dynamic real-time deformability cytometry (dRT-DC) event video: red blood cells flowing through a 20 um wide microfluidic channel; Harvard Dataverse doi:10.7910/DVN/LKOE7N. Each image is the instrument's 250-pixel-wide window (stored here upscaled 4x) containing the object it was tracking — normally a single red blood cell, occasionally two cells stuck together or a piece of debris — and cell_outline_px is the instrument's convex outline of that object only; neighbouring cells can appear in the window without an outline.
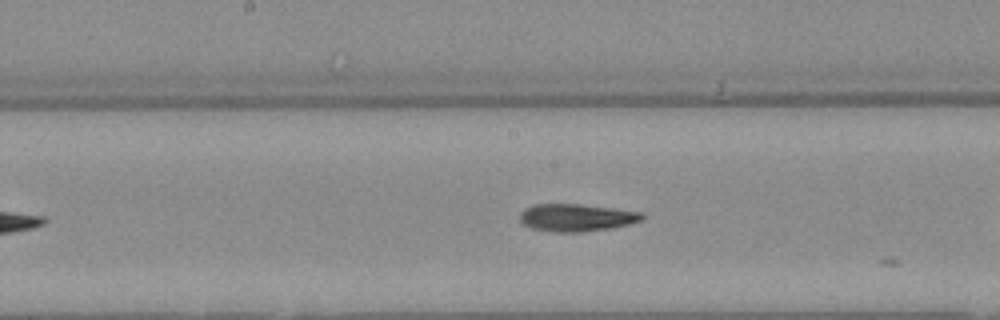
{"species": "Egyptian fruit bat (a non-hibernating species)", "species_latin": "Rousettus aegyptiacus", "temperature_condition": "warm", "stored_images_in_passage": 10, "segment_of_instrument_passage": [2, 2], "camera_frame_rate_fps": 3000, "um_per_image_px": 0.085, "animal": {"sex": "female"}, "frame": {"image": 1, "passage_image": 6, "time_ms": 1.667, "image_size_px": [1000, 320], "cell_outline_px": [[644, 220], [612, 228], [580, 232], [552, 232], [532, 228], [524, 224], [520, 220], [520, 212], [524, 208], [532, 204], [580, 204], [644, 212]], "centroid_in_image_um": [49.0, 18.49], "position_along_channel_um": 199.2, "area_um2": 19.71}}
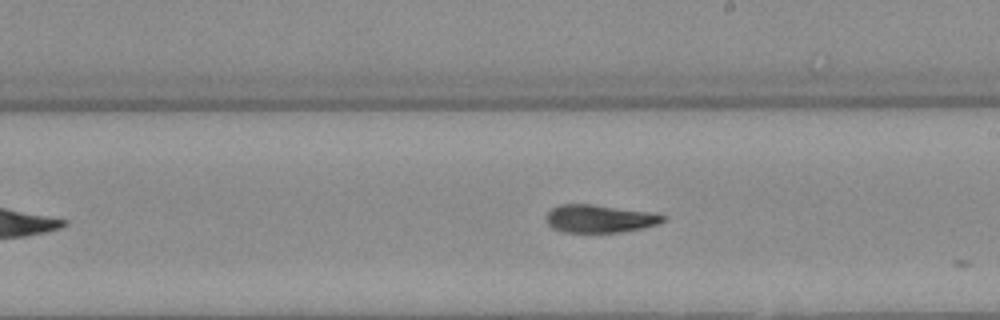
{"frame": {"image": 2, "passage_image": 9, "time_ms": 2.667, "image_size_px": [1000, 320], "cell_outline_px": [[668, 216], [664, 220], [656, 224], [644, 228], [620, 232], [560, 232], [552, 228], [544, 220], [544, 216], [552, 208], [560, 204], [592, 204], [648, 212]], "centroid_in_image_um": [50.9, 18.59], "position_along_channel_um": 238.1, "area_um2": 19.02}}